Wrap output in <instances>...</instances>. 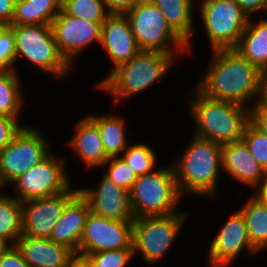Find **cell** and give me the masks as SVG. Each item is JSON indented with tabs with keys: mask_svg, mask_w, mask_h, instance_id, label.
Returning a JSON list of instances; mask_svg holds the SVG:
<instances>
[{
	"mask_svg": "<svg viewBox=\"0 0 267 267\" xmlns=\"http://www.w3.org/2000/svg\"><path fill=\"white\" fill-rule=\"evenodd\" d=\"M212 52L213 63L195 88L206 97L231 101L247 108L260 103L267 75L235 49Z\"/></svg>",
	"mask_w": 267,
	"mask_h": 267,
	"instance_id": "1",
	"label": "cell"
},
{
	"mask_svg": "<svg viewBox=\"0 0 267 267\" xmlns=\"http://www.w3.org/2000/svg\"><path fill=\"white\" fill-rule=\"evenodd\" d=\"M172 164L181 194L215 198L222 168V145L194 136Z\"/></svg>",
	"mask_w": 267,
	"mask_h": 267,
	"instance_id": "2",
	"label": "cell"
},
{
	"mask_svg": "<svg viewBox=\"0 0 267 267\" xmlns=\"http://www.w3.org/2000/svg\"><path fill=\"white\" fill-rule=\"evenodd\" d=\"M193 90L195 97L188 104L196 126L194 136L221 145L242 140L250 108L206 97L197 88Z\"/></svg>",
	"mask_w": 267,
	"mask_h": 267,
	"instance_id": "3",
	"label": "cell"
},
{
	"mask_svg": "<svg viewBox=\"0 0 267 267\" xmlns=\"http://www.w3.org/2000/svg\"><path fill=\"white\" fill-rule=\"evenodd\" d=\"M176 54V55H175ZM178 53L139 51L129 61L120 64L96 85L115 102L129 99L152 86L169 71Z\"/></svg>",
	"mask_w": 267,
	"mask_h": 267,
	"instance_id": "4",
	"label": "cell"
},
{
	"mask_svg": "<svg viewBox=\"0 0 267 267\" xmlns=\"http://www.w3.org/2000/svg\"><path fill=\"white\" fill-rule=\"evenodd\" d=\"M182 196L172 165L140 175L130 190L134 218L180 213Z\"/></svg>",
	"mask_w": 267,
	"mask_h": 267,
	"instance_id": "5",
	"label": "cell"
},
{
	"mask_svg": "<svg viewBox=\"0 0 267 267\" xmlns=\"http://www.w3.org/2000/svg\"><path fill=\"white\" fill-rule=\"evenodd\" d=\"M16 37L15 62L21 56L50 75L65 78L71 65L59 52L51 25H10Z\"/></svg>",
	"mask_w": 267,
	"mask_h": 267,
	"instance_id": "6",
	"label": "cell"
},
{
	"mask_svg": "<svg viewBox=\"0 0 267 267\" xmlns=\"http://www.w3.org/2000/svg\"><path fill=\"white\" fill-rule=\"evenodd\" d=\"M189 212L165 216H146L133 221V254H142L145 263L159 262L179 236Z\"/></svg>",
	"mask_w": 267,
	"mask_h": 267,
	"instance_id": "7",
	"label": "cell"
},
{
	"mask_svg": "<svg viewBox=\"0 0 267 267\" xmlns=\"http://www.w3.org/2000/svg\"><path fill=\"white\" fill-rule=\"evenodd\" d=\"M124 15L140 51L179 54L188 52L187 44L171 29L163 13L153 3L134 6Z\"/></svg>",
	"mask_w": 267,
	"mask_h": 267,
	"instance_id": "8",
	"label": "cell"
},
{
	"mask_svg": "<svg viewBox=\"0 0 267 267\" xmlns=\"http://www.w3.org/2000/svg\"><path fill=\"white\" fill-rule=\"evenodd\" d=\"M200 18L212 51L235 49L248 23V16L235 0H201Z\"/></svg>",
	"mask_w": 267,
	"mask_h": 267,
	"instance_id": "9",
	"label": "cell"
},
{
	"mask_svg": "<svg viewBox=\"0 0 267 267\" xmlns=\"http://www.w3.org/2000/svg\"><path fill=\"white\" fill-rule=\"evenodd\" d=\"M40 130L24 126L13 141L0 151V189L40 163L51 152Z\"/></svg>",
	"mask_w": 267,
	"mask_h": 267,
	"instance_id": "10",
	"label": "cell"
},
{
	"mask_svg": "<svg viewBox=\"0 0 267 267\" xmlns=\"http://www.w3.org/2000/svg\"><path fill=\"white\" fill-rule=\"evenodd\" d=\"M65 162L66 159L51 152L11 183L17 192L14 197L23 202L65 192L70 187Z\"/></svg>",
	"mask_w": 267,
	"mask_h": 267,
	"instance_id": "11",
	"label": "cell"
},
{
	"mask_svg": "<svg viewBox=\"0 0 267 267\" xmlns=\"http://www.w3.org/2000/svg\"><path fill=\"white\" fill-rule=\"evenodd\" d=\"M133 221L113 220L89 212L80 238L78 253L133 249Z\"/></svg>",
	"mask_w": 267,
	"mask_h": 267,
	"instance_id": "12",
	"label": "cell"
},
{
	"mask_svg": "<svg viewBox=\"0 0 267 267\" xmlns=\"http://www.w3.org/2000/svg\"><path fill=\"white\" fill-rule=\"evenodd\" d=\"M79 193L70 186L65 192L22 202V235L50 239L53 227L66 205Z\"/></svg>",
	"mask_w": 267,
	"mask_h": 267,
	"instance_id": "13",
	"label": "cell"
},
{
	"mask_svg": "<svg viewBox=\"0 0 267 267\" xmlns=\"http://www.w3.org/2000/svg\"><path fill=\"white\" fill-rule=\"evenodd\" d=\"M57 48L72 66L74 57L94 42L101 43L102 25L66 14L62 9L51 22Z\"/></svg>",
	"mask_w": 267,
	"mask_h": 267,
	"instance_id": "14",
	"label": "cell"
},
{
	"mask_svg": "<svg viewBox=\"0 0 267 267\" xmlns=\"http://www.w3.org/2000/svg\"><path fill=\"white\" fill-rule=\"evenodd\" d=\"M208 247L211 267H228L244 249L248 253H258L251 245L244 216L239 210L225 222Z\"/></svg>",
	"mask_w": 267,
	"mask_h": 267,
	"instance_id": "15",
	"label": "cell"
},
{
	"mask_svg": "<svg viewBox=\"0 0 267 267\" xmlns=\"http://www.w3.org/2000/svg\"><path fill=\"white\" fill-rule=\"evenodd\" d=\"M98 186L97 189H79L80 194L88 201L92 213L113 220L135 219L129 190L116 185L104 175Z\"/></svg>",
	"mask_w": 267,
	"mask_h": 267,
	"instance_id": "16",
	"label": "cell"
},
{
	"mask_svg": "<svg viewBox=\"0 0 267 267\" xmlns=\"http://www.w3.org/2000/svg\"><path fill=\"white\" fill-rule=\"evenodd\" d=\"M100 45L112 60L114 69L140 51L124 14H111L105 20L102 24Z\"/></svg>",
	"mask_w": 267,
	"mask_h": 267,
	"instance_id": "17",
	"label": "cell"
},
{
	"mask_svg": "<svg viewBox=\"0 0 267 267\" xmlns=\"http://www.w3.org/2000/svg\"><path fill=\"white\" fill-rule=\"evenodd\" d=\"M222 168L232 178L255 190L265 182L267 172L259 165L243 140L222 144Z\"/></svg>",
	"mask_w": 267,
	"mask_h": 267,
	"instance_id": "18",
	"label": "cell"
},
{
	"mask_svg": "<svg viewBox=\"0 0 267 267\" xmlns=\"http://www.w3.org/2000/svg\"><path fill=\"white\" fill-rule=\"evenodd\" d=\"M16 247L30 267H69L73 251L51 239L21 235Z\"/></svg>",
	"mask_w": 267,
	"mask_h": 267,
	"instance_id": "19",
	"label": "cell"
},
{
	"mask_svg": "<svg viewBox=\"0 0 267 267\" xmlns=\"http://www.w3.org/2000/svg\"><path fill=\"white\" fill-rule=\"evenodd\" d=\"M90 212L88 201L80 192L66 205L60 219L53 227L50 239L74 253L79 251L80 238Z\"/></svg>",
	"mask_w": 267,
	"mask_h": 267,
	"instance_id": "20",
	"label": "cell"
},
{
	"mask_svg": "<svg viewBox=\"0 0 267 267\" xmlns=\"http://www.w3.org/2000/svg\"><path fill=\"white\" fill-rule=\"evenodd\" d=\"M75 126V135L69 143L72 150L87 167H101L109 157L106 155L97 126L87 116Z\"/></svg>",
	"mask_w": 267,
	"mask_h": 267,
	"instance_id": "21",
	"label": "cell"
},
{
	"mask_svg": "<svg viewBox=\"0 0 267 267\" xmlns=\"http://www.w3.org/2000/svg\"><path fill=\"white\" fill-rule=\"evenodd\" d=\"M235 50L267 75V18H249Z\"/></svg>",
	"mask_w": 267,
	"mask_h": 267,
	"instance_id": "22",
	"label": "cell"
},
{
	"mask_svg": "<svg viewBox=\"0 0 267 267\" xmlns=\"http://www.w3.org/2000/svg\"><path fill=\"white\" fill-rule=\"evenodd\" d=\"M153 4L163 13L171 29L187 44L189 52L191 50L190 40L193 33V1L153 0Z\"/></svg>",
	"mask_w": 267,
	"mask_h": 267,
	"instance_id": "23",
	"label": "cell"
},
{
	"mask_svg": "<svg viewBox=\"0 0 267 267\" xmlns=\"http://www.w3.org/2000/svg\"><path fill=\"white\" fill-rule=\"evenodd\" d=\"M62 0H16L10 25H51Z\"/></svg>",
	"mask_w": 267,
	"mask_h": 267,
	"instance_id": "24",
	"label": "cell"
},
{
	"mask_svg": "<svg viewBox=\"0 0 267 267\" xmlns=\"http://www.w3.org/2000/svg\"><path fill=\"white\" fill-rule=\"evenodd\" d=\"M87 117L97 126L106 155L117 157L127 148L125 121L117 115H87Z\"/></svg>",
	"mask_w": 267,
	"mask_h": 267,
	"instance_id": "25",
	"label": "cell"
},
{
	"mask_svg": "<svg viewBox=\"0 0 267 267\" xmlns=\"http://www.w3.org/2000/svg\"><path fill=\"white\" fill-rule=\"evenodd\" d=\"M243 214L249 240L259 253L267 247V206L253 193L239 208Z\"/></svg>",
	"mask_w": 267,
	"mask_h": 267,
	"instance_id": "26",
	"label": "cell"
},
{
	"mask_svg": "<svg viewBox=\"0 0 267 267\" xmlns=\"http://www.w3.org/2000/svg\"><path fill=\"white\" fill-rule=\"evenodd\" d=\"M22 235V202L17 198L0 194V237L15 245Z\"/></svg>",
	"mask_w": 267,
	"mask_h": 267,
	"instance_id": "27",
	"label": "cell"
},
{
	"mask_svg": "<svg viewBox=\"0 0 267 267\" xmlns=\"http://www.w3.org/2000/svg\"><path fill=\"white\" fill-rule=\"evenodd\" d=\"M20 84L16 70L0 71V114L19 119L24 100Z\"/></svg>",
	"mask_w": 267,
	"mask_h": 267,
	"instance_id": "28",
	"label": "cell"
},
{
	"mask_svg": "<svg viewBox=\"0 0 267 267\" xmlns=\"http://www.w3.org/2000/svg\"><path fill=\"white\" fill-rule=\"evenodd\" d=\"M61 9L70 16L102 25L111 15L104 0H62Z\"/></svg>",
	"mask_w": 267,
	"mask_h": 267,
	"instance_id": "29",
	"label": "cell"
},
{
	"mask_svg": "<svg viewBox=\"0 0 267 267\" xmlns=\"http://www.w3.org/2000/svg\"><path fill=\"white\" fill-rule=\"evenodd\" d=\"M120 156L140 176L155 171L158 162L154 150L144 143L127 146Z\"/></svg>",
	"mask_w": 267,
	"mask_h": 267,
	"instance_id": "30",
	"label": "cell"
},
{
	"mask_svg": "<svg viewBox=\"0 0 267 267\" xmlns=\"http://www.w3.org/2000/svg\"><path fill=\"white\" fill-rule=\"evenodd\" d=\"M105 165L109 167L106 168L103 175L116 185L130 191L138 178L134 170L120 156L110 157L102 167Z\"/></svg>",
	"mask_w": 267,
	"mask_h": 267,
	"instance_id": "31",
	"label": "cell"
},
{
	"mask_svg": "<svg viewBox=\"0 0 267 267\" xmlns=\"http://www.w3.org/2000/svg\"><path fill=\"white\" fill-rule=\"evenodd\" d=\"M242 140L259 165L267 172V135L248 122L245 126Z\"/></svg>",
	"mask_w": 267,
	"mask_h": 267,
	"instance_id": "32",
	"label": "cell"
},
{
	"mask_svg": "<svg viewBox=\"0 0 267 267\" xmlns=\"http://www.w3.org/2000/svg\"><path fill=\"white\" fill-rule=\"evenodd\" d=\"M16 37L10 26L0 28V71L15 69Z\"/></svg>",
	"mask_w": 267,
	"mask_h": 267,
	"instance_id": "33",
	"label": "cell"
},
{
	"mask_svg": "<svg viewBox=\"0 0 267 267\" xmlns=\"http://www.w3.org/2000/svg\"><path fill=\"white\" fill-rule=\"evenodd\" d=\"M96 267H126L134 258L133 249H118L89 255Z\"/></svg>",
	"mask_w": 267,
	"mask_h": 267,
	"instance_id": "34",
	"label": "cell"
},
{
	"mask_svg": "<svg viewBox=\"0 0 267 267\" xmlns=\"http://www.w3.org/2000/svg\"><path fill=\"white\" fill-rule=\"evenodd\" d=\"M24 127L16 118L0 114V151L9 145Z\"/></svg>",
	"mask_w": 267,
	"mask_h": 267,
	"instance_id": "35",
	"label": "cell"
},
{
	"mask_svg": "<svg viewBox=\"0 0 267 267\" xmlns=\"http://www.w3.org/2000/svg\"><path fill=\"white\" fill-rule=\"evenodd\" d=\"M0 267H30L23 259L20 250L16 245H10L8 249L0 255Z\"/></svg>",
	"mask_w": 267,
	"mask_h": 267,
	"instance_id": "36",
	"label": "cell"
},
{
	"mask_svg": "<svg viewBox=\"0 0 267 267\" xmlns=\"http://www.w3.org/2000/svg\"><path fill=\"white\" fill-rule=\"evenodd\" d=\"M249 122L260 132L267 135V110L260 103L250 108Z\"/></svg>",
	"mask_w": 267,
	"mask_h": 267,
	"instance_id": "37",
	"label": "cell"
},
{
	"mask_svg": "<svg viewBox=\"0 0 267 267\" xmlns=\"http://www.w3.org/2000/svg\"><path fill=\"white\" fill-rule=\"evenodd\" d=\"M16 0H0V26H10Z\"/></svg>",
	"mask_w": 267,
	"mask_h": 267,
	"instance_id": "38",
	"label": "cell"
},
{
	"mask_svg": "<svg viewBox=\"0 0 267 267\" xmlns=\"http://www.w3.org/2000/svg\"><path fill=\"white\" fill-rule=\"evenodd\" d=\"M239 6L241 7L242 11L248 16H252L254 13L257 12H264V7L266 0H235Z\"/></svg>",
	"mask_w": 267,
	"mask_h": 267,
	"instance_id": "39",
	"label": "cell"
},
{
	"mask_svg": "<svg viewBox=\"0 0 267 267\" xmlns=\"http://www.w3.org/2000/svg\"><path fill=\"white\" fill-rule=\"evenodd\" d=\"M111 14H124L133 8V0H104Z\"/></svg>",
	"mask_w": 267,
	"mask_h": 267,
	"instance_id": "40",
	"label": "cell"
},
{
	"mask_svg": "<svg viewBox=\"0 0 267 267\" xmlns=\"http://www.w3.org/2000/svg\"><path fill=\"white\" fill-rule=\"evenodd\" d=\"M69 267H96L92 258L78 252L73 253Z\"/></svg>",
	"mask_w": 267,
	"mask_h": 267,
	"instance_id": "41",
	"label": "cell"
},
{
	"mask_svg": "<svg viewBox=\"0 0 267 267\" xmlns=\"http://www.w3.org/2000/svg\"><path fill=\"white\" fill-rule=\"evenodd\" d=\"M254 194L267 206V178Z\"/></svg>",
	"mask_w": 267,
	"mask_h": 267,
	"instance_id": "42",
	"label": "cell"
},
{
	"mask_svg": "<svg viewBox=\"0 0 267 267\" xmlns=\"http://www.w3.org/2000/svg\"><path fill=\"white\" fill-rule=\"evenodd\" d=\"M260 104L267 110V76L263 83Z\"/></svg>",
	"mask_w": 267,
	"mask_h": 267,
	"instance_id": "43",
	"label": "cell"
},
{
	"mask_svg": "<svg viewBox=\"0 0 267 267\" xmlns=\"http://www.w3.org/2000/svg\"><path fill=\"white\" fill-rule=\"evenodd\" d=\"M10 245L11 244L7 240H5L3 237H0V255L3 254Z\"/></svg>",
	"mask_w": 267,
	"mask_h": 267,
	"instance_id": "44",
	"label": "cell"
},
{
	"mask_svg": "<svg viewBox=\"0 0 267 267\" xmlns=\"http://www.w3.org/2000/svg\"><path fill=\"white\" fill-rule=\"evenodd\" d=\"M153 0H133V7L137 5L152 4Z\"/></svg>",
	"mask_w": 267,
	"mask_h": 267,
	"instance_id": "45",
	"label": "cell"
},
{
	"mask_svg": "<svg viewBox=\"0 0 267 267\" xmlns=\"http://www.w3.org/2000/svg\"><path fill=\"white\" fill-rule=\"evenodd\" d=\"M264 10L267 12V0H266V3H265Z\"/></svg>",
	"mask_w": 267,
	"mask_h": 267,
	"instance_id": "46",
	"label": "cell"
}]
</instances>
